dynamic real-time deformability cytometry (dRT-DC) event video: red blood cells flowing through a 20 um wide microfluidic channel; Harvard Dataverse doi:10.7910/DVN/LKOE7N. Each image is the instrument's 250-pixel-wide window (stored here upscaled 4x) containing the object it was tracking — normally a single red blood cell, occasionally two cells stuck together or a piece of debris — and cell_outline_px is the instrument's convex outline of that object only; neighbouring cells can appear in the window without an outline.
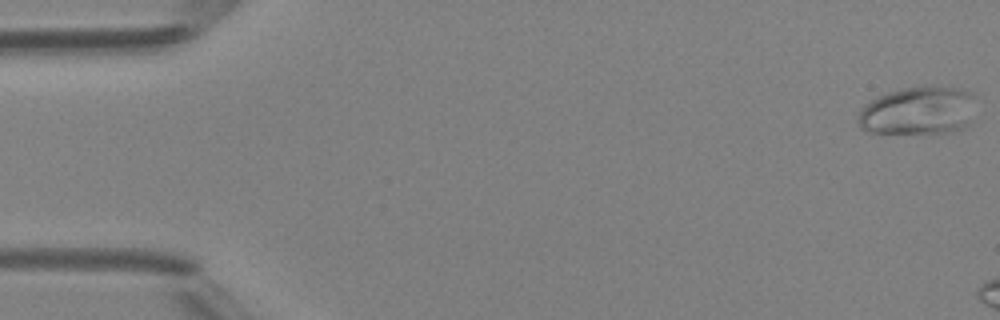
{"species": "Egyptian fruit bat (a non-hibernating species)", "species_latin": "Rousettus aegyptiacus", "temperature_condition": "room temperature", "stored_images_in_passage": 6, "camera_frame_rate_fps": 3000, "um_per_image_px": 0.085, "animal": {"sex": "female"}, "frame": {"image": 1, "passage_image": 1, "time_ms": 0.0, "image_size_px": [1000, 320], "cell_outline_px": [[972, 96], [968, 124], [964, 128], [944, 132], [868, 132], [860, 128], [856, 120], [856, 116], [860, 108], [872, 100], [888, 92], [904, 88], [924, 84], [932, 84], [960, 88], [972, 92]], "centroid_in_image_um": [77.98, 9.37], "position_along_channel_um": 7.0, "area_um2": 32.95}}